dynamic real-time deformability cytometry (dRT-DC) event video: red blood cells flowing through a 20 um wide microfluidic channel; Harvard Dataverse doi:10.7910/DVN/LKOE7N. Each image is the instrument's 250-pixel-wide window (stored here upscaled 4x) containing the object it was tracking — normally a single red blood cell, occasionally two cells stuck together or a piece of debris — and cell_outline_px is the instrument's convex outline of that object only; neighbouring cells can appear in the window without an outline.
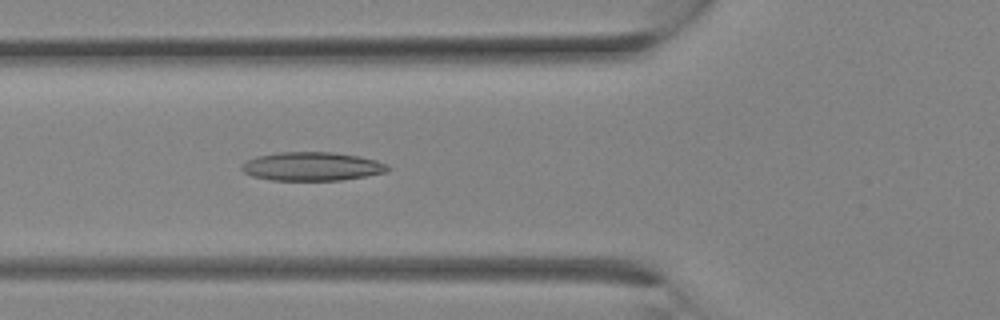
{"species": "Egyptian fruit bat (a non-hibernating species)", "species_latin": "Rousettus aegyptiacus", "temperature_condition": "room temperature", "stored_images_in_passage": 10, "camera_frame_rate_fps": 3000, "um_per_image_px": 0.085, "animal": {"sex": "female"}, "frame": {"image": 1, "passage_image": 10, "time_ms": 3.0, "image_size_px": [1000, 320], "cell_outline_px": [[392, 168], [388, 172], [340, 180], [272, 180], [252, 176], [244, 172], [240, 168], [240, 164], [256, 156], [276, 152], [332, 152], [360, 156], [376, 160], [388, 164]], "centroid_in_image_um": [26.53, 14.14], "position_along_channel_um": 99.3, "area_um2": 24.57}}